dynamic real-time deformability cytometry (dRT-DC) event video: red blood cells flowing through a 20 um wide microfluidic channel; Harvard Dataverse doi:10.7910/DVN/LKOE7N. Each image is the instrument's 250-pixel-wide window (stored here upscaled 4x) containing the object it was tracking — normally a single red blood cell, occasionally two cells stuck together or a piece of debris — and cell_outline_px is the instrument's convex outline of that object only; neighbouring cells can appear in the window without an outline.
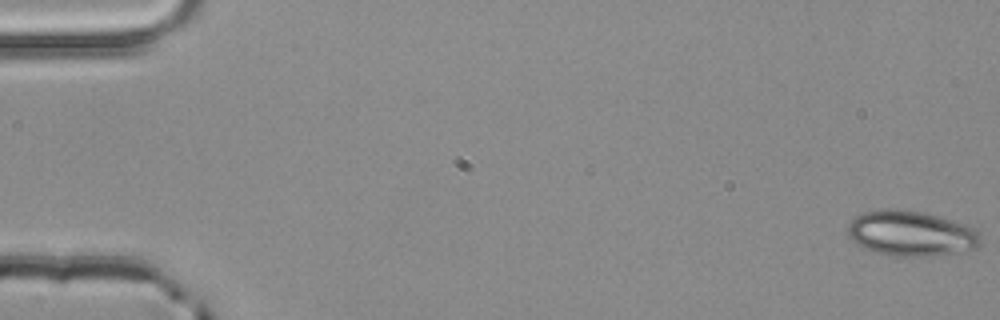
{"species": "common noctule bat (a hibernating species)", "species_latin": "Nyctalus noctula", "temperature_condition": "room temperature", "stored_images_in_passage": 4, "camera_frame_rate_fps": 3000, "um_per_image_px": 0.085, "animal": {"sex": "male", "body_mass_g": 20.4}, "frame": {"image": 1, "passage_image": 1, "time_ms": 0.0, "image_size_px": [1000, 320], "cell_outline_px": [[980, 248], [964, 252], [932, 256], [900, 256], [876, 252], [864, 248], [856, 244], [848, 236], [848, 224], [856, 216], [864, 212], [884, 208], [888, 208], [920, 212], [936, 216], [964, 224], [976, 228], [980, 236]], "centroid_in_image_um": [77.46, 19.86], "position_along_channel_um": 7.5, "area_um2": 35.08}}